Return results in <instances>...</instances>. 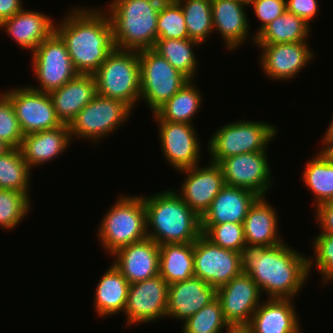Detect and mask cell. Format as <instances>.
<instances>
[{"label": "cell", "mask_w": 333, "mask_h": 333, "mask_svg": "<svg viewBox=\"0 0 333 333\" xmlns=\"http://www.w3.org/2000/svg\"><path fill=\"white\" fill-rule=\"evenodd\" d=\"M240 259L242 272L248 274L268 298L294 299L309 278L308 256L284 242L272 247L245 245Z\"/></svg>", "instance_id": "cell-1"}, {"label": "cell", "mask_w": 333, "mask_h": 333, "mask_svg": "<svg viewBox=\"0 0 333 333\" xmlns=\"http://www.w3.org/2000/svg\"><path fill=\"white\" fill-rule=\"evenodd\" d=\"M315 210V219L321 229L320 234L333 235V200L318 204Z\"/></svg>", "instance_id": "cell-44"}, {"label": "cell", "mask_w": 333, "mask_h": 333, "mask_svg": "<svg viewBox=\"0 0 333 333\" xmlns=\"http://www.w3.org/2000/svg\"><path fill=\"white\" fill-rule=\"evenodd\" d=\"M31 168L19 148H11L0 156V189L30 192Z\"/></svg>", "instance_id": "cell-35"}, {"label": "cell", "mask_w": 333, "mask_h": 333, "mask_svg": "<svg viewBox=\"0 0 333 333\" xmlns=\"http://www.w3.org/2000/svg\"><path fill=\"white\" fill-rule=\"evenodd\" d=\"M113 264L129 284L159 275V245L152 239L122 247L111 255Z\"/></svg>", "instance_id": "cell-19"}, {"label": "cell", "mask_w": 333, "mask_h": 333, "mask_svg": "<svg viewBox=\"0 0 333 333\" xmlns=\"http://www.w3.org/2000/svg\"><path fill=\"white\" fill-rule=\"evenodd\" d=\"M142 198L146 209L147 238L158 245L193 243L202 234L201 217L174 189Z\"/></svg>", "instance_id": "cell-3"}, {"label": "cell", "mask_w": 333, "mask_h": 333, "mask_svg": "<svg viewBox=\"0 0 333 333\" xmlns=\"http://www.w3.org/2000/svg\"><path fill=\"white\" fill-rule=\"evenodd\" d=\"M227 333H249V329L246 326H231Z\"/></svg>", "instance_id": "cell-47"}, {"label": "cell", "mask_w": 333, "mask_h": 333, "mask_svg": "<svg viewBox=\"0 0 333 333\" xmlns=\"http://www.w3.org/2000/svg\"><path fill=\"white\" fill-rule=\"evenodd\" d=\"M23 136L11 101L0 93V140L11 148H19Z\"/></svg>", "instance_id": "cell-41"}, {"label": "cell", "mask_w": 333, "mask_h": 333, "mask_svg": "<svg viewBox=\"0 0 333 333\" xmlns=\"http://www.w3.org/2000/svg\"><path fill=\"white\" fill-rule=\"evenodd\" d=\"M242 1H244V2H246V3H250L252 0H242Z\"/></svg>", "instance_id": "cell-50"}, {"label": "cell", "mask_w": 333, "mask_h": 333, "mask_svg": "<svg viewBox=\"0 0 333 333\" xmlns=\"http://www.w3.org/2000/svg\"><path fill=\"white\" fill-rule=\"evenodd\" d=\"M112 205L97 230L99 242L109 255L147 238L146 209L141 195H119Z\"/></svg>", "instance_id": "cell-5"}, {"label": "cell", "mask_w": 333, "mask_h": 333, "mask_svg": "<svg viewBox=\"0 0 333 333\" xmlns=\"http://www.w3.org/2000/svg\"><path fill=\"white\" fill-rule=\"evenodd\" d=\"M131 111L124 102L97 94L68 125L72 140L74 137L89 139L97 144L101 138L123 126Z\"/></svg>", "instance_id": "cell-9"}, {"label": "cell", "mask_w": 333, "mask_h": 333, "mask_svg": "<svg viewBox=\"0 0 333 333\" xmlns=\"http://www.w3.org/2000/svg\"><path fill=\"white\" fill-rule=\"evenodd\" d=\"M277 128L271 123L238 120L219 127L208 142L210 161L218 164L222 159L250 152L267 151L275 140ZM273 139V140H272Z\"/></svg>", "instance_id": "cell-7"}, {"label": "cell", "mask_w": 333, "mask_h": 333, "mask_svg": "<svg viewBox=\"0 0 333 333\" xmlns=\"http://www.w3.org/2000/svg\"><path fill=\"white\" fill-rule=\"evenodd\" d=\"M105 10L73 7L55 24V32L65 42L78 74L93 75L115 48L113 28Z\"/></svg>", "instance_id": "cell-2"}, {"label": "cell", "mask_w": 333, "mask_h": 333, "mask_svg": "<svg viewBox=\"0 0 333 333\" xmlns=\"http://www.w3.org/2000/svg\"><path fill=\"white\" fill-rule=\"evenodd\" d=\"M246 6H249L248 3L242 0H211L214 31L222 36L230 52L250 36Z\"/></svg>", "instance_id": "cell-22"}, {"label": "cell", "mask_w": 333, "mask_h": 333, "mask_svg": "<svg viewBox=\"0 0 333 333\" xmlns=\"http://www.w3.org/2000/svg\"><path fill=\"white\" fill-rule=\"evenodd\" d=\"M318 0H286V10L302 18L311 26V20L318 14Z\"/></svg>", "instance_id": "cell-43"}, {"label": "cell", "mask_w": 333, "mask_h": 333, "mask_svg": "<svg viewBox=\"0 0 333 333\" xmlns=\"http://www.w3.org/2000/svg\"><path fill=\"white\" fill-rule=\"evenodd\" d=\"M267 196L258 197L250 206L243 222L246 245L272 247L283 242L278 235V214Z\"/></svg>", "instance_id": "cell-27"}, {"label": "cell", "mask_w": 333, "mask_h": 333, "mask_svg": "<svg viewBox=\"0 0 333 333\" xmlns=\"http://www.w3.org/2000/svg\"><path fill=\"white\" fill-rule=\"evenodd\" d=\"M95 290V311L102 318L124 312L127 304L129 282L111 263L106 273L98 281Z\"/></svg>", "instance_id": "cell-28"}, {"label": "cell", "mask_w": 333, "mask_h": 333, "mask_svg": "<svg viewBox=\"0 0 333 333\" xmlns=\"http://www.w3.org/2000/svg\"><path fill=\"white\" fill-rule=\"evenodd\" d=\"M327 133H332L333 134V117L331 119V122L329 123V126L326 129Z\"/></svg>", "instance_id": "cell-49"}, {"label": "cell", "mask_w": 333, "mask_h": 333, "mask_svg": "<svg viewBox=\"0 0 333 333\" xmlns=\"http://www.w3.org/2000/svg\"><path fill=\"white\" fill-rule=\"evenodd\" d=\"M158 124L160 148L171 167L181 169L199 165L200 138L194 124L155 121Z\"/></svg>", "instance_id": "cell-15"}, {"label": "cell", "mask_w": 333, "mask_h": 333, "mask_svg": "<svg viewBox=\"0 0 333 333\" xmlns=\"http://www.w3.org/2000/svg\"><path fill=\"white\" fill-rule=\"evenodd\" d=\"M312 244L315 262L313 257H308V273L310 275L313 266H316L318 273L322 276L323 285H325L331 280L333 281V235L317 234Z\"/></svg>", "instance_id": "cell-40"}, {"label": "cell", "mask_w": 333, "mask_h": 333, "mask_svg": "<svg viewBox=\"0 0 333 333\" xmlns=\"http://www.w3.org/2000/svg\"><path fill=\"white\" fill-rule=\"evenodd\" d=\"M183 323L182 333H222L231 327L224 318L217 297Z\"/></svg>", "instance_id": "cell-36"}, {"label": "cell", "mask_w": 333, "mask_h": 333, "mask_svg": "<svg viewBox=\"0 0 333 333\" xmlns=\"http://www.w3.org/2000/svg\"><path fill=\"white\" fill-rule=\"evenodd\" d=\"M57 118L69 125L97 95L94 75L77 74L62 87L49 93Z\"/></svg>", "instance_id": "cell-25"}, {"label": "cell", "mask_w": 333, "mask_h": 333, "mask_svg": "<svg viewBox=\"0 0 333 333\" xmlns=\"http://www.w3.org/2000/svg\"><path fill=\"white\" fill-rule=\"evenodd\" d=\"M71 141L69 126L62 124L54 129L24 135L19 149L32 169L57 159L59 154L70 148Z\"/></svg>", "instance_id": "cell-23"}, {"label": "cell", "mask_w": 333, "mask_h": 333, "mask_svg": "<svg viewBox=\"0 0 333 333\" xmlns=\"http://www.w3.org/2000/svg\"><path fill=\"white\" fill-rule=\"evenodd\" d=\"M302 18L287 10L266 25L256 36L255 44H279L307 41L312 31Z\"/></svg>", "instance_id": "cell-31"}, {"label": "cell", "mask_w": 333, "mask_h": 333, "mask_svg": "<svg viewBox=\"0 0 333 333\" xmlns=\"http://www.w3.org/2000/svg\"><path fill=\"white\" fill-rule=\"evenodd\" d=\"M138 56L140 64V100L144 99L154 114L189 79L153 48L139 50Z\"/></svg>", "instance_id": "cell-8"}, {"label": "cell", "mask_w": 333, "mask_h": 333, "mask_svg": "<svg viewBox=\"0 0 333 333\" xmlns=\"http://www.w3.org/2000/svg\"><path fill=\"white\" fill-rule=\"evenodd\" d=\"M183 11L188 37L205 43L214 31L211 0H176Z\"/></svg>", "instance_id": "cell-34"}, {"label": "cell", "mask_w": 333, "mask_h": 333, "mask_svg": "<svg viewBox=\"0 0 333 333\" xmlns=\"http://www.w3.org/2000/svg\"><path fill=\"white\" fill-rule=\"evenodd\" d=\"M194 80L184 86L154 114L155 121L192 124L193 118L202 106V95Z\"/></svg>", "instance_id": "cell-30"}, {"label": "cell", "mask_w": 333, "mask_h": 333, "mask_svg": "<svg viewBox=\"0 0 333 333\" xmlns=\"http://www.w3.org/2000/svg\"><path fill=\"white\" fill-rule=\"evenodd\" d=\"M22 2L23 0H0V24L22 10Z\"/></svg>", "instance_id": "cell-45"}, {"label": "cell", "mask_w": 333, "mask_h": 333, "mask_svg": "<svg viewBox=\"0 0 333 333\" xmlns=\"http://www.w3.org/2000/svg\"><path fill=\"white\" fill-rule=\"evenodd\" d=\"M11 101L23 135L50 130L62 125L49 93L30 86L3 91Z\"/></svg>", "instance_id": "cell-11"}, {"label": "cell", "mask_w": 333, "mask_h": 333, "mask_svg": "<svg viewBox=\"0 0 333 333\" xmlns=\"http://www.w3.org/2000/svg\"><path fill=\"white\" fill-rule=\"evenodd\" d=\"M53 19L42 12L22 9L0 24L16 44L31 53L55 31ZM2 28V29H1Z\"/></svg>", "instance_id": "cell-24"}, {"label": "cell", "mask_w": 333, "mask_h": 333, "mask_svg": "<svg viewBox=\"0 0 333 333\" xmlns=\"http://www.w3.org/2000/svg\"><path fill=\"white\" fill-rule=\"evenodd\" d=\"M97 94L118 99L131 109L140 100V64L138 51L114 48L93 74Z\"/></svg>", "instance_id": "cell-6"}, {"label": "cell", "mask_w": 333, "mask_h": 333, "mask_svg": "<svg viewBox=\"0 0 333 333\" xmlns=\"http://www.w3.org/2000/svg\"><path fill=\"white\" fill-rule=\"evenodd\" d=\"M200 43L191 39H157L153 49L189 80H195L198 59L195 49Z\"/></svg>", "instance_id": "cell-32"}, {"label": "cell", "mask_w": 333, "mask_h": 333, "mask_svg": "<svg viewBox=\"0 0 333 333\" xmlns=\"http://www.w3.org/2000/svg\"><path fill=\"white\" fill-rule=\"evenodd\" d=\"M248 5L253 8L255 16L261 21L260 27L256 33H253L254 36L251 35L255 44V36L286 11V0H252Z\"/></svg>", "instance_id": "cell-42"}, {"label": "cell", "mask_w": 333, "mask_h": 333, "mask_svg": "<svg viewBox=\"0 0 333 333\" xmlns=\"http://www.w3.org/2000/svg\"><path fill=\"white\" fill-rule=\"evenodd\" d=\"M217 297V289L198 277L168 287L167 318L185 321Z\"/></svg>", "instance_id": "cell-20"}, {"label": "cell", "mask_w": 333, "mask_h": 333, "mask_svg": "<svg viewBox=\"0 0 333 333\" xmlns=\"http://www.w3.org/2000/svg\"><path fill=\"white\" fill-rule=\"evenodd\" d=\"M293 300L268 297L264 302L261 300L246 327L250 333H299L302 328Z\"/></svg>", "instance_id": "cell-21"}, {"label": "cell", "mask_w": 333, "mask_h": 333, "mask_svg": "<svg viewBox=\"0 0 333 333\" xmlns=\"http://www.w3.org/2000/svg\"><path fill=\"white\" fill-rule=\"evenodd\" d=\"M258 197L250 190L225 185L201 217V224L243 223Z\"/></svg>", "instance_id": "cell-26"}, {"label": "cell", "mask_w": 333, "mask_h": 333, "mask_svg": "<svg viewBox=\"0 0 333 333\" xmlns=\"http://www.w3.org/2000/svg\"><path fill=\"white\" fill-rule=\"evenodd\" d=\"M194 242L159 245V275L170 285L194 277Z\"/></svg>", "instance_id": "cell-29"}, {"label": "cell", "mask_w": 333, "mask_h": 333, "mask_svg": "<svg viewBox=\"0 0 333 333\" xmlns=\"http://www.w3.org/2000/svg\"><path fill=\"white\" fill-rule=\"evenodd\" d=\"M10 149L11 147L7 143H5L3 140H0V156L4 155Z\"/></svg>", "instance_id": "cell-48"}, {"label": "cell", "mask_w": 333, "mask_h": 333, "mask_svg": "<svg viewBox=\"0 0 333 333\" xmlns=\"http://www.w3.org/2000/svg\"><path fill=\"white\" fill-rule=\"evenodd\" d=\"M310 160V161H309ZM302 172V180L305 186L312 191L313 204L333 200V163L319 151L312 159H309Z\"/></svg>", "instance_id": "cell-33"}, {"label": "cell", "mask_w": 333, "mask_h": 333, "mask_svg": "<svg viewBox=\"0 0 333 333\" xmlns=\"http://www.w3.org/2000/svg\"><path fill=\"white\" fill-rule=\"evenodd\" d=\"M322 153L333 163V134L325 131L324 137L322 136Z\"/></svg>", "instance_id": "cell-46"}, {"label": "cell", "mask_w": 333, "mask_h": 333, "mask_svg": "<svg viewBox=\"0 0 333 333\" xmlns=\"http://www.w3.org/2000/svg\"><path fill=\"white\" fill-rule=\"evenodd\" d=\"M169 284L160 276L129 284L124 310L127 327L166 318Z\"/></svg>", "instance_id": "cell-14"}, {"label": "cell", "mask_w": 333, "mask_h": 333, "mask_svg": "<svg viewBox=\"0 0 333 333\" xmlns=\"http://www.w3.org/2000/svg\"><path fill=\"white\" fill-rule=\"evenodd\" d=\"M185 17L176 0H164L157 21V39H188Z\"/></svg>", "instance_id": "cell-38"}, {"label": "cell", "mask_w": 333, "mask_h": 333, "mask_svg": "<svg viewBox=\"0 0 333 333\" xmlns=\"http://www.w3.org/2000/svg\"><path fill=\"white\" fill-rule=\"evenodd\" d=\"M201 165L179 170L185 179L176 193L199 216L209 209L213 199L225 186L222 169L218 164L208 162Z\"/></svg>", "instance_id": "cell-17"}, {"label": "cell", "mask_w": 333, "mask_h": 333, "mask_svg": "<svg viewBox=\"0 0 333 333\" xmlns=\"http://www.w3.org/2000/svg\"><path fill=\"white\" fill-rule=\"evenodd\" d=\"M262 293L256 282L245 273L217 288L225 320L230 326H247L258 308Z\"/></svg>", "instance_id": "cell-16"}, {"label": "cell", "mask_w": 333, "mask_h": 333, "mask_svg": "<svg viewBox=\"0 0 333 333\" xmlns=\"http://www.w3.org/2000/svg\"><path fill=\"white\" fill-rule=\"evenodd\" d=\"M194 276L216 289L242 273L240 253L214 245L202 234L194 242Z\"/></svg>", "instance_id": "cell-12"}, {"label": "cell", "mask_w": 333, "mask_h": 333, "mask_svg": "<svg viewBox=\"0 0 333 333\" xmlns=\"http://www.w3.org/2000/svg\"><path fill=\"white\" fill-rule=\"evenodd\" d=\"M30 54H32L31 60H33L31 67L40 84L37 86L38 88L30 85L32 89L50 93L78 74L74 69L65 42L55 31Z\"/></svg>", "instance_id": "cell-10"}, {"label": "cell", "mask_w": 333, "mask_h": 333, "mask_svg": "<svg viewBox=\"0 0 333 333\" xmlns=\"http://www.w3.org/2000/svg\"><path fill=\"white\" fill-rule=\"evenodd\" d=\"M202 235L214 245L236 252L246 245L243 223L201 224Z\"/></svg>", "instance_id": "cell-39"}, {"label": "cell", "mask_w": 333, "mask_h": 333, "mask_svg": "<svg viewBox=\"0 0 333 333\" xmlns=\"http://www.w3.org/2000/svg\"><path fill=\"white\" fill-rule=\"evenodd\" d=\"M164 0H113L107 14L113 28L115 48L144 50L157 41V21Z\"/></svg>", "instance_id": "cell-4"}, {"label": "cell", "mask_w": 333, "mask_h": 333, "mask_svg": "<svg viewBox=\"0 0 333 333\" xmlns=\"http://www.w3.org/2000/svg\"><path fill=\"white\" fill-rule=\"evenodd\" d=\"M267 151L250 152L222 159L225 185L240 187L265 197L272 185Z\"/></svg>", "instance_id": "cell-13"}, {"label": "cell", "mask_w": 333, "mask_h": 333, "mask_svg": "<svg viewBox=\"0 0 333 333\" xmlns=\"http://www.w3.org/2000/svg\"><path fill=\"white\" fill-rule=\"evenodd\" d=\"M29 196L30 193L0 189V228L12 230L29 215L31 208Z\"/></svg>", "instance_id": "cell-37"}, {"label": "cell", "mask_w": 333, "mask_h": 333, "mask_svg": "<svg viewBox=\"0 0 333 333\" xmlns=\"http://www.w3.org/2000/svg\"><path fill=\"white\" fill-rule=\"evenodd\" d=\"M307 41L279 44H256L261 50L260 66L268 78L289 81L316 55Z\"/></svg>", "instance_id": "cell-18"}]
</instances>
